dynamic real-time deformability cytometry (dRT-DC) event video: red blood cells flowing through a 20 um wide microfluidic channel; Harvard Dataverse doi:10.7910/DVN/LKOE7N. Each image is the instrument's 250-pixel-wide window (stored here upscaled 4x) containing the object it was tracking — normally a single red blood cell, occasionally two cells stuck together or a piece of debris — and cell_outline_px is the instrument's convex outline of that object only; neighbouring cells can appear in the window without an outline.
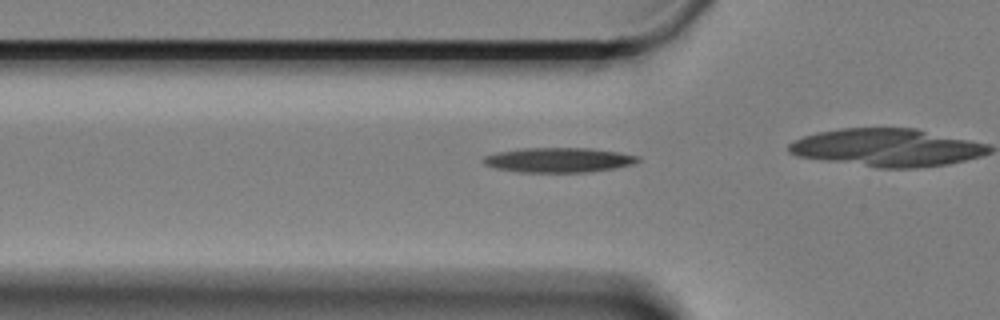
{"species": "Egyptian fruit bat (a non-hibernating species)", "species_latin": "Rousettus aegyptiacus", "temperature_condition": "cold", "stored_images_in_passage": 30, "camera_frame_rate_fps": 3000, "um_per_image_px": 0.085, "animal": {"sex": "female"}, "frame": {"image": 1, "passage_image": 13, "time_ms": 4.0, "image_size_px": [1000, 320], "cell_outline_px": [[640, 160], [632, 164], [616, 168], [588, 172], [520, 172], [496, 168], [484, 164], [480, 160], [484, 156], [500, 152], [524, 148], [588, 148], [616, 152], [640, 156]], "centroid_in_image_um": [47.48, 13.6], "position_along_channel_um": 78.3, "area_um2": 22.14}}